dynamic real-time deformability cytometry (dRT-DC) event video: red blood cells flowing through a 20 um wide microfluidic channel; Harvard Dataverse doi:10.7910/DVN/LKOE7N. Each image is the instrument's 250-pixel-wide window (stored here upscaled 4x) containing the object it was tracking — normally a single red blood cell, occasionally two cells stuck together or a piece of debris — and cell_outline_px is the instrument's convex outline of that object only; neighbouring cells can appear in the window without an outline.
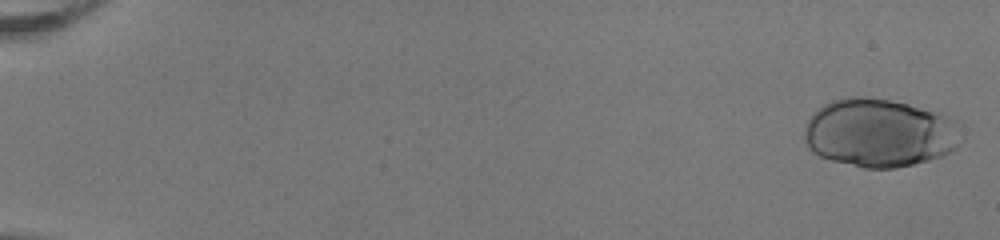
{"species": "human", "species_latin": "Homo sapiens", "temperature_condition": "room temperature", "stored_images_in_passage": 52, "camera_frame_rate_fps": 3000, "um_per_image_px": 0.085, "donor": {"sex": "female"}, "frame": {"image": 1, "passage_image": 1, "time_ms": 0.0, "image_size_px": [1000, 240], "cell_outline_px": [[964, 140], [956, 148], [944, 156], [896, 168], [864, 168], [832, 160], [820, 156], [812, 152], [808, 148], [804, 140], [804, 128], [812, 112], [816, 108], [832, 100], [848, 96], [864, 96], [888, 100], [908, 104], [956, 116], [964, 136]], "centroid_in_image_um": [74.81, 11.28], "position_along_channel_um": 10.2, "area_um2": 63.81}}